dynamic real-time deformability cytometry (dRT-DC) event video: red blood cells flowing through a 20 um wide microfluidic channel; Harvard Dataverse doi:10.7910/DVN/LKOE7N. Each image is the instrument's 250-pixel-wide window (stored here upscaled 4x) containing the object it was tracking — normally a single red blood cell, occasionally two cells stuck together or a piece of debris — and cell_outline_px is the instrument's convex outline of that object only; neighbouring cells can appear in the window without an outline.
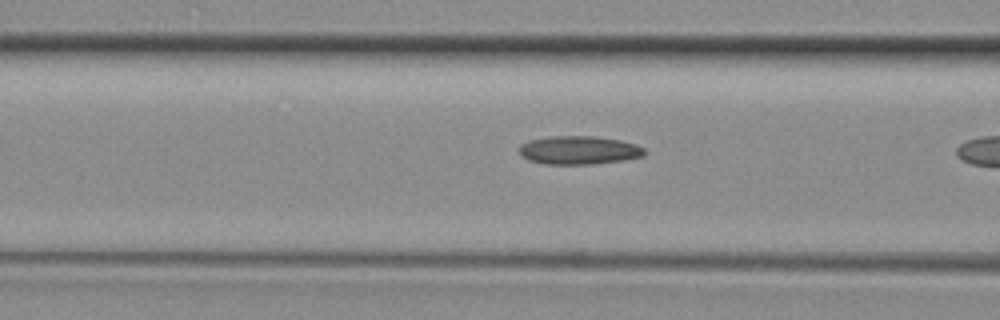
{"species": "common noctule bat (a hibernating species)", "species_latin": "Nyctalus noctula", "temperature_condition": "room temperature", "stored_images_in_passage": 9, "camera_frame_rate_fps": 3000, "um_per_image_px": 0.085, "animal": {"sex": "female", "body_mass_g": 29.2, "forearm_length_mm": 56.3}, "frame": {"image": 1, "passage_image": 8, "time_ms": 2.333, "image_size_px": [1000, 320], "cell_outline_px": [[644, 156], [624, 160], [592, 164], [544, 164], [528, 160], [520, 156], [520, 144], [528, 140], [552, 136], [592, 136], [620, 140], [636, 144], [644, 148]], "centroid_in_image_um": [49.18, 12.77], "position_along_channel_um": 117.4, "area_um2": 20.81}}